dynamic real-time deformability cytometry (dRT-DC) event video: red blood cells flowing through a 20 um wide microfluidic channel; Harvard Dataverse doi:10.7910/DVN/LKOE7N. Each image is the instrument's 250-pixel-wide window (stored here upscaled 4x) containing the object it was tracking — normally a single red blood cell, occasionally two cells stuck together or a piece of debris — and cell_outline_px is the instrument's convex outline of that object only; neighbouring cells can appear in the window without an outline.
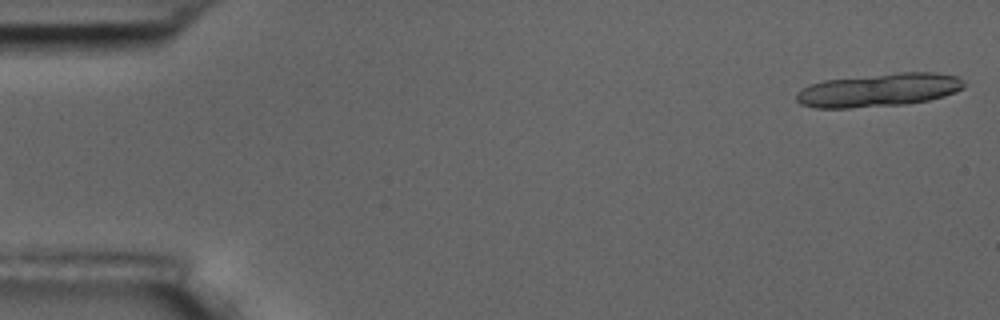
{"species": "common noctule bat (a hibernating species)", "species_latin": "Nyctalus noctula", "temperature_condition": "room temperature", "stored_images_in_passage": 18, "camera_frame_rate_fps": 3000, "um_per_image_px": 0.085, "animal": {"sex": "male", "body_mass_g": 17.5, "forearm_length_mm": 52.3}, "frame": {"image": 1, "passage_image": 1, "time_ms": 0.0, "image_size_px": [1000, 320], "cell_outline_px": [[964, 88], [956, 92], [944, 96], [928, 100], [904, 104], [852, 108], [816, 108], [800, 104], [796, 100], [796, 92], [808, 84], [824, 80], [900, 72], [932, 72], [956, 76], [964, 80]], "centroid_in_image_um": [74.68, 7.65], "position_along_channel_um": 10.3, "area_um2": 32.66}}